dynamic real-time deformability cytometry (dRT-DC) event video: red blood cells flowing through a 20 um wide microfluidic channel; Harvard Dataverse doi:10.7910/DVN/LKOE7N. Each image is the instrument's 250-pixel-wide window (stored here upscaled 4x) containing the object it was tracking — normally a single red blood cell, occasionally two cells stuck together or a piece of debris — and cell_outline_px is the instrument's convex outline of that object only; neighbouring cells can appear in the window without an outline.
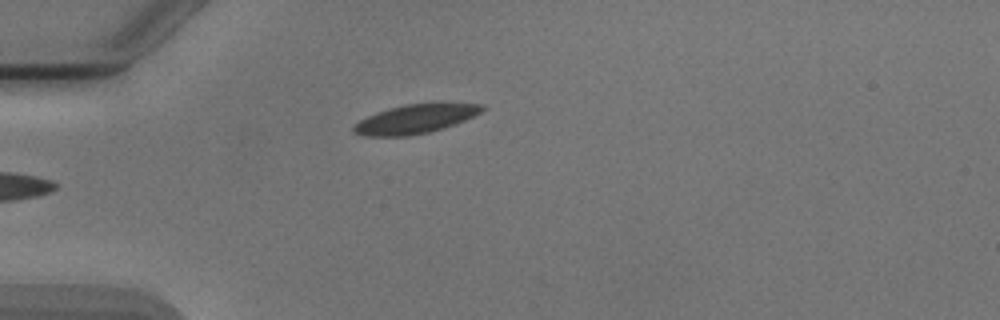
{"species": "Egyptian fruit bat (a non-hibernating species)", "species_latin": "Rousettus aegyptiacus", "temperature_condition": "cold", "stored_images_in_passage": 3, "camera_frame_rate_fps": 3000, "um_per_image_px": 0.085, "animal": {"sex": "male"}, "frame": {"image": 1, "passage_image": 3, "time_ms": 2.333, "image_size_px": [1000, 320], "cell_outline_px": [[488, 108], [464, 120], [444, 128], [428, 132], [408, 136], [364, 136], [352, 132], [352, 124], [376, 112], [388, 108], [404, 104], [440, 100], [484, 104]], "centroid_in_image_um": [35.36, 10.05], "position_along_channel_um": 49.6, "area_um2": 22.66}}